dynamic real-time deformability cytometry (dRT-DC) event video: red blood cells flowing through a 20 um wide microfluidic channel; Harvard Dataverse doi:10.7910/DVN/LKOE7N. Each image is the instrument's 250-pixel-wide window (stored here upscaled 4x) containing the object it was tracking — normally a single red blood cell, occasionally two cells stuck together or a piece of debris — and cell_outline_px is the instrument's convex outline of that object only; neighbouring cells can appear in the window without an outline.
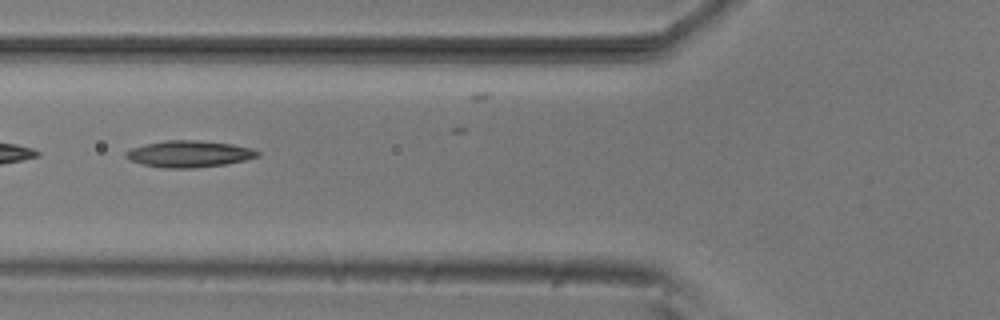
{"species": "common noctule bat (a hibernating species)", "species_latin": "Nyctalus noctula", "temperature_condition": "room temperature", "stored_images_in_passage": 42, "camera_frame_rate_fps": 3000, "um_per_image_px": 0.085, "animal": {"sex": "male", "body_mass_g": 20.5, "forearm_length_mm": 52.5}, "frame": {"image": 1, "passage_image": 19, "time_ms": 6.0, "image_size_px": [1000, 320], "cell_outline_px": [[260, 156], [228, 164], [192, 168], [160, 168], [128, 160], [124, 156], [124, 152], [132, 148], [164, 140], [200, 140], [232, 144], [252, 148], [260, 152]], "centroid_in_image_um": [16.08, 13.08], "position_along_channel_um": 109.7, "area_um2": 20.52}}
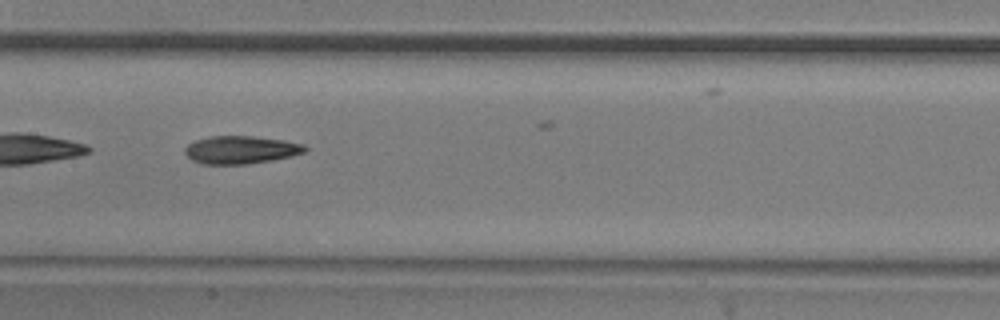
{"frame": {"image": 2, "passage_image": 25, "time_ms": 8.0, "image_size_px": [1000, 320], "cell_outline_px": [[308, 148], [304, 152], [292, 156], [272, 160], [248, 164], [200, 164], [192, 160], [184, 152], [184, 148], [188, 144], [196, 140], [212, 136], [252, 136], [284, 140], [304, 144]], "centroid_in_image_um": [20.47, 12.74], "position_along_channel_um": 186.9, "area_um2": 19.54}}
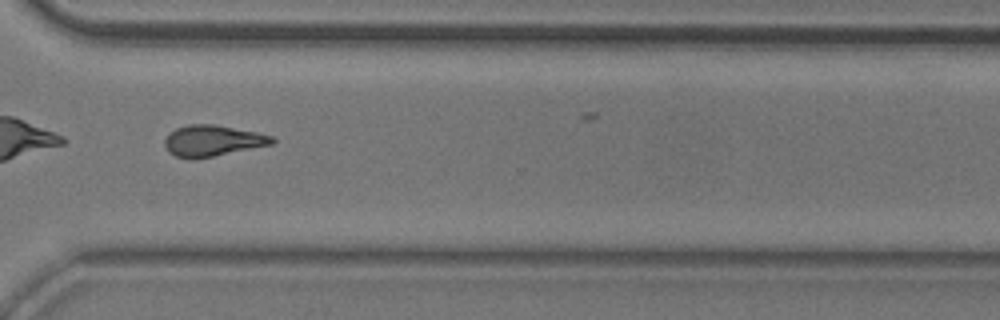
{"frame": {"image": 3, "passage_image": 38, "time_ms": 12.333, "image_size_px": [1000, 320], "cell_outline_px": [[276, 140], [272, 144], [196, 160], [192, 160], [176, 156], [168, 152], [164, 144], [164, 140], [176, 128], [188, 124], [212, 124], [256, 132], [272, 136]], "centroid_in_image_um": [18.04, 11.98], "position_along_channel_um": 352.6, "area_um2": 19.42}, "authors_computed_cell_mechanics": {"area_um2": 20.1433, "velocity_mm_per_s": 3.8281, "shape_relaxation_time_tau1_ms": 7.4182, "shape_relaxation_time_tau2_ms": 2.6553, "deformation_change_tau1": 0.2011, "deformation_change_tau2": 0.1193}}